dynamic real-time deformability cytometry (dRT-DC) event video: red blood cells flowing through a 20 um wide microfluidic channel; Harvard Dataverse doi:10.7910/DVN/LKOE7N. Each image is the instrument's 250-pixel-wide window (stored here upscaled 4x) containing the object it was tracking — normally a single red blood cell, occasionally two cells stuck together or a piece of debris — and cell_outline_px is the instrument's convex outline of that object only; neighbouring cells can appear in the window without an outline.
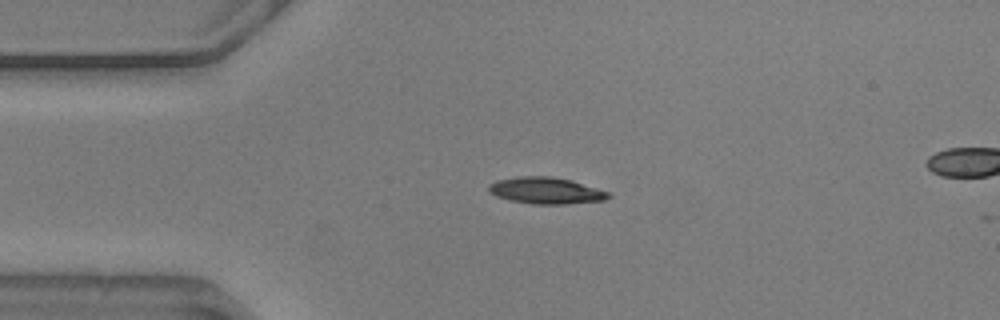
{"species": "common noctule bat (a hibernating species)", "species_latin": "Nyctalus noctula", "temperature_condition": "warm", "stored_images_in_passage": 5, "camera_frame_rate_fps": 3000, "um_per_image_px": 0.085, "animal": {"sex": "male", "body_mass_g": 20.5, "forearm_length_mm": 52.5}, "frame": {"image": 1, "passage_image": 1, "time_ms": 0.0, "image_size_px": [1000, 320], "cell_outline_px": [[612, 196], [604, 200], [568, 204], [532, 204], [512, 200], [496, 196], [488, 192], [488, 184], [496, 180], [516, 176], [552, 176], [572, 180], [608, 192]], "centroid_in_image_um": [46.38, 16.19], "position_along_channel_um": 38.6, "area_um2": 18.61}}